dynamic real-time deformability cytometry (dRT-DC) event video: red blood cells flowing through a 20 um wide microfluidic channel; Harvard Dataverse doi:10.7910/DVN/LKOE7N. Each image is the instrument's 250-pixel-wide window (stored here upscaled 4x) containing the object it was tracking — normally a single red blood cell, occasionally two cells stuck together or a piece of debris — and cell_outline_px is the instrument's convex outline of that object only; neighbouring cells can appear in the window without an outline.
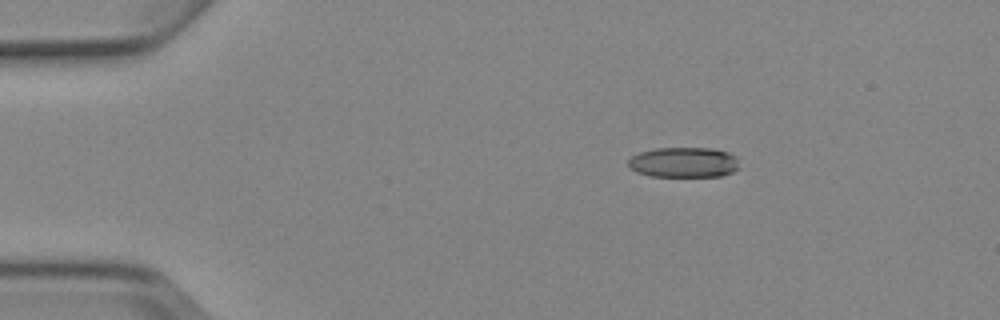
{"species": "Egyptian fruit bat (a non-hibernating species)", "species_latin": "Rousettus aegyptiacus", "temperature_condition": "cold", "stored_images_in_passage": 4, "camera_frame_rate_fps": 3000, "um_per_image_px": 0.085, "animal": {"sex": "female"}, "frame": {"image": 1, "passage_image": 2, "time_ms": 1.333, "image_size_px": [1000, 320], "cell_outline_px": [[740, 168], [732, 172], [720, 176], [652, 176], [636, 172], [628, 168], [628, 160], [632, 156], [640, 152], [656, 148], [712, 148], [728, 152], [736, 156]], "centroid_in_image_um": [58.12, 13.8], "position_along_channel_um": 26.9, "area_um2": 19.71}}